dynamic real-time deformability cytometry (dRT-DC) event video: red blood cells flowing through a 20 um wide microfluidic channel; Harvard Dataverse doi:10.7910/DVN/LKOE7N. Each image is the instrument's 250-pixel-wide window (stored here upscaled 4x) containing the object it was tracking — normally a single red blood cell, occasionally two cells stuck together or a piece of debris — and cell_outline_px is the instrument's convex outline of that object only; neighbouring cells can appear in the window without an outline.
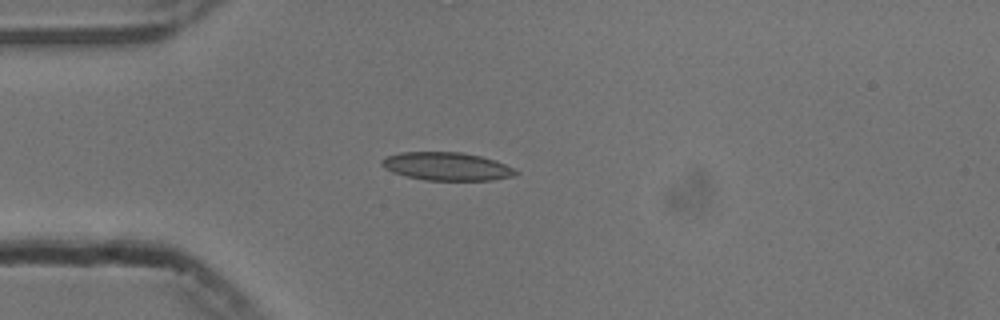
{"species": "common noctule bat (a hibernating species)", "species_latin": "Nyctalus noctula", "temperature_condition": "cold", "stored_images_in_passage": 41, "camera_frame_rate_fps": 3000, "um_per_image_px": 0.085, "animal": {"sex": "male", "body_mass_g": 13.3}, "frame": {"image": 1, "passage_image": 1, "time_ms": 0.0, "image_size_px": [1000, 320], "cell_outline_px": [[520, 172], [512, 176], [492, 180], [424, 180], [392, 172], [384, 168], [380, 164], [380, 160], [384, 156], [400, 152], [460, 152], [480, 156], [496, 160]], "centroid_in_image_um": [37.92, 14.13], "position_along_channel_um": 47.1, "area_um2": 21.96}}
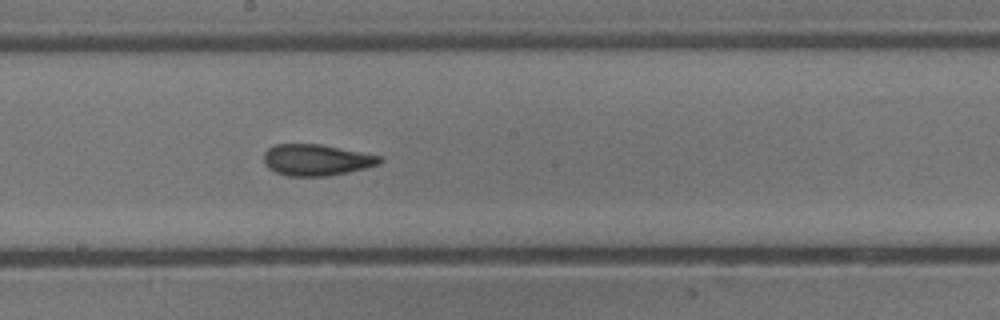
{"frame": {"image": 2, "passage_image": 16, "time_ms": 5.0, "image_size_px": [1000, 320], "cell_outline_px": [[384, 160], [380, 164], [348, 172], [328, 176], [288, 176], [276, 172], [268, 168], [264, 164], [264, 152], [268, 148], [276, 144], [320, 144], [380, 156]], "centroid_in_image_um": [26.87, 13.6], "position_along_channel_um": 221.3, "area_um2": 21.1}}
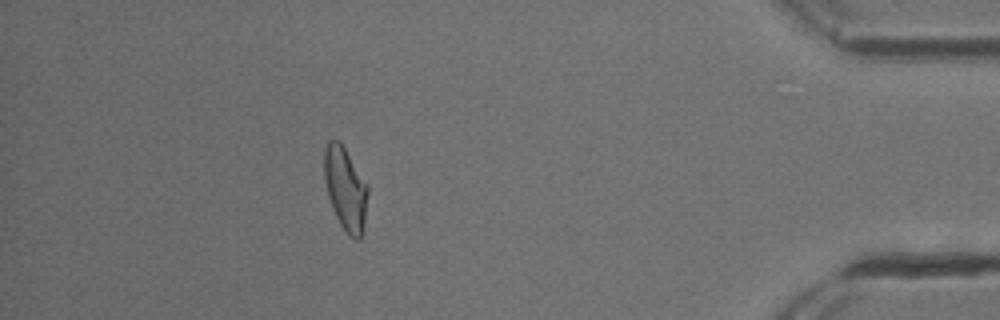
{"frame": {"image": 3, "passage_image": 35, "time_ms": 11.333, "image_size_px": [1000, 320], "cell_outline_px": [[368, 192], [364, 232], [360, 240], [356, 240], [348, 236], [340, 224], [332, 208], [328, 196], [324, 180], [324, 148], [328, 140], [336, 140], [344, 148], [368, 184]], "centroid_in_image_um": [29.37, 16.1], "position_along_channel_um": 405.8, "area_um2": 21.33}, "authors_computed_cell_mechanics": {"area_um2": 21.0392, "velocity_mm_per_s": 3.7617, "shape_relaxation_time_tau1_ms": 8.0658, "shape_relaxation_time_tau2_ms": 2.4273, "deformation_change_tau1": 0.2107, "deformation_change_tau2": 0.0901}}